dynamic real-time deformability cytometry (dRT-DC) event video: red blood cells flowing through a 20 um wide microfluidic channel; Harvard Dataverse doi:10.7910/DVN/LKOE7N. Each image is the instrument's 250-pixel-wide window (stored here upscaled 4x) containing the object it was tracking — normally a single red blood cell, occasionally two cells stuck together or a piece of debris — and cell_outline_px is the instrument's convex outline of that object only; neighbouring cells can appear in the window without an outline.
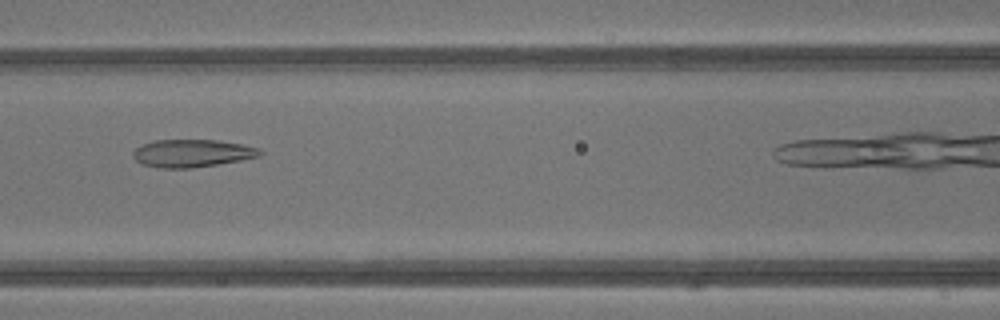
{"species": "common noctule bat (a hibernating species)", "species_latin": "Nyctalus noctula", "temperature_condition": "warm", "stored_images_in_passage": 30, "camera_frame_rate_fps": 3000, "um_per_image_px": 0.085, "animal": {"sex": "male", "body_mass_g": 13.3}, "frame": {"image": 1, "passage_image": 14, "time_ms": 4.333, "image_size_px": [1000, 320], "cell_outline_px": [[264, 152], [260, 156], [220, 164], [192, 168], [160, 168], [140, 164], [132, 156], [132, 152], [136, 148], [152, 140], [216, 140], [240, 144], [260, 148]], "centroid_in_image_um": [16.32, 13.03], "position_along_channel_um": 150.3, "area_um2": 20.58}}
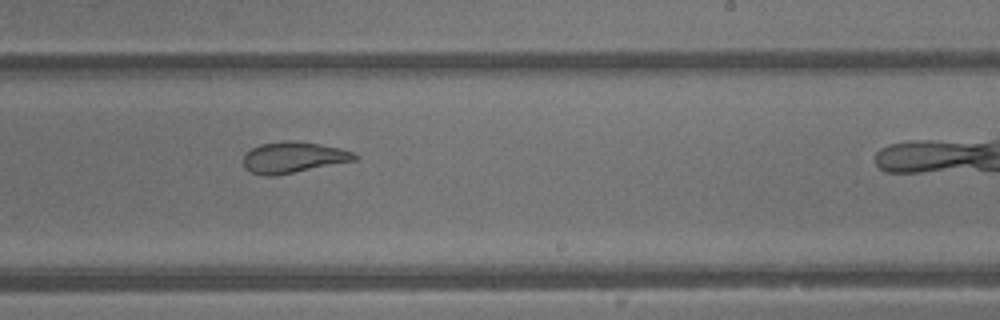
{"frame": {"image": 2, "passage_image": 21, "time_ms": 6.667, "image_size_px": [1000, 320], "cell_outline_px": [[360, 156], [356, 160], [276, 176], [264, 176], [252, 172], [244, 168], [244, 156], [252, 148], [260, 144], [284, 140], [296, 140], [320, 144], [340, 148], [352, 152]], "centroid_in_image_um": [24.94, 13.37], "position_along_channel_um": 264.1, "area_um2": 20.23}}
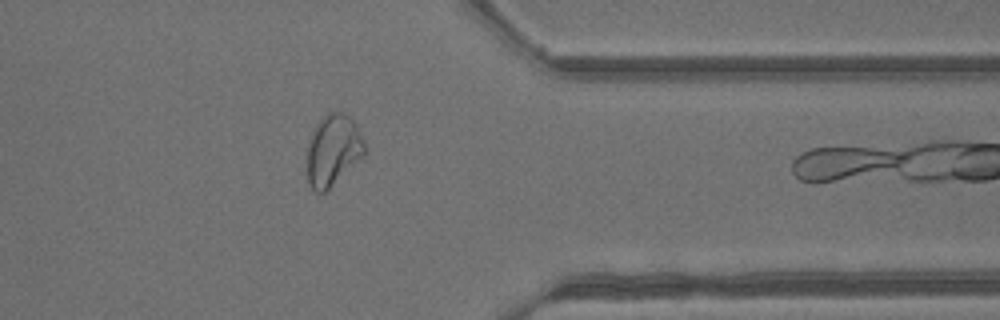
{"frame": {"image": 3, "passage_image": 29, "time_ms": 9.333, "image_size_px": [1000, 320], "cell_outline_px": [[364, 156], [324, 192], [316, 192], [308, 184], [304, 168], [308, 148], [312, 132], [320, 120], [328, 112], [344, 112], [356, 124], [364, 144]], "centroid_in_image_um": [28.26, 12.79], "position_along_channel_um": 383.1, "area_um2": 23.81}}